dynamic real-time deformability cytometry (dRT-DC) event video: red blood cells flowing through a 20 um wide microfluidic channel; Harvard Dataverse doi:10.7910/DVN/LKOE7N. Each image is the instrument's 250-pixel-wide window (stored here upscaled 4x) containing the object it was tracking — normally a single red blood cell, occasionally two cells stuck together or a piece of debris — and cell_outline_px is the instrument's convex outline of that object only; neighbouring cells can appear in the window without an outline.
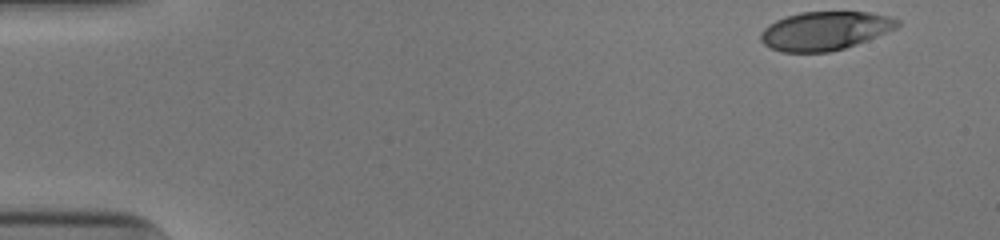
{"species": "human", "species_latin": "Homo sapiens", "temperature_condition": "cold", "stored_images_in_passage": 41, "camera_frame_rate_fps": 3000, "um_per_image_px": 0.085, "donor": {"sex": "male"}, "frame": {"image": 1, "passage_image": 1, "time_ms": 0.0, "image_size_px": [1000, 240], "cell_outline_px": [[900, 24], [896, 28], [856, 44], [844, 48], [828, 52], [780, 52], [764, 44], [760, 40], [760, 32], [768, 24], [776, 20], [800, 12], [868, 12], [888, 16], [900, 20]], "centroid_in_image_um": [70.09, 2.62], "position_along_channel_um": 14.9, "area_um2": 30.58}}
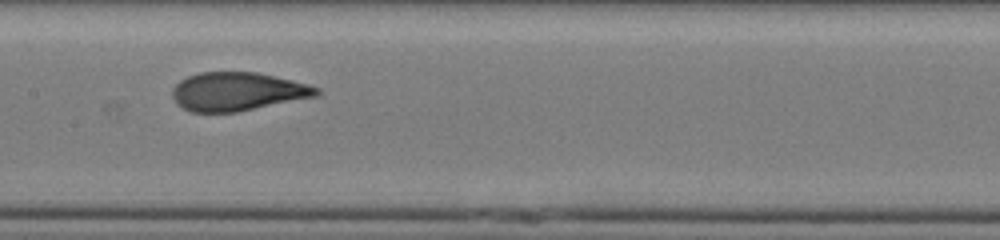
{"frame": {"image": 2, "passage_image": 24, "time_ms": 7.667, "image_size_px": [1000, 240], "cell_outline_px": [[320, 92], [316, 96], [236, 112], [192, 112], [176, 104], [172, 96], [172, 88], [180, 80], [188, 76], [200, 72], [256, 72], [292, 80], [308, 84], [320, 88]], "centroid_in_image_um": [20.16, 7.78], "position_along_channel_um": 187.2, "area_um2": 32.19}}
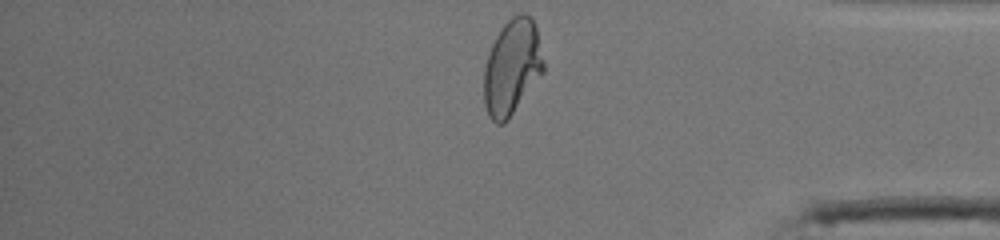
{"frame": {"image": 3, "passage_image": 41, "time_ms": 13.333, "image_size_px": [1000, 240], "cell_outline_px": [[544, 72], [508, 120], [504, 124], [496, 124], [488, 116], [484, 104], [484, 68], [492, 44], [496, 36], [504, 24], [512, 16], [520, 12], [524, 12], [532, 16], [536, 28], [544, 64]], "centroid_in_image_um": [43.52, 5.72], "position_along_channel_um": 391.7, "area_um2": 33.23}, "authors_computed_cell_mechanics": {"area_um2": 32.2524, "velocity_mm_per_s": 3.9445, "shape_relaxation_time_tau1_ms": 6.8614, "shape_relaxation_time_tau2_ms": 0.7801, "deformation_change_tau1": 0.239, "deformation_change_tau2": 0.0657}}